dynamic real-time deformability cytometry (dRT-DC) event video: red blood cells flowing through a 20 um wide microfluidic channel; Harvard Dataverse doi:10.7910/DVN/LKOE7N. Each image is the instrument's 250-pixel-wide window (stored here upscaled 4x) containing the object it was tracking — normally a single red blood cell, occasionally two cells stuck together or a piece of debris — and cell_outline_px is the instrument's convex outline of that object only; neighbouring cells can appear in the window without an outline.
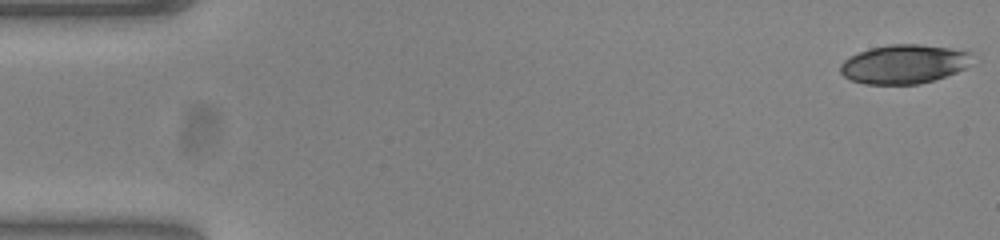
{"species": "common noctule bat (a hibernating species)", "species_latin": "Nyctalus noctula", "temperature_condition": "warm", "stored_images_in_passage": 52, "camera_frame_rate_fps": 3000, "um_per_image_px": 0.085, "animal": {"sex": "female", "body_mass_g": 23.0, "forearm_length_mm": 53.4}, "frame": {"image": 1, "passage_image": 1, "time_ms": 0.0, "image_size_px": [1000, 240], "cell_outline_px": [[972, 52], [964, 68], [956, 72], [920, 84], [864, 84], [852, 80], [844, 76], [840, 72], [840, 64], [844, 60], [860, 52], [872, 48], [888, 44], [920, 44], [968, 48]], "centroid_in_image_um": [76.87, 5.42], "position_along_channel_um": 8.1, "area_um2": 30.06}}
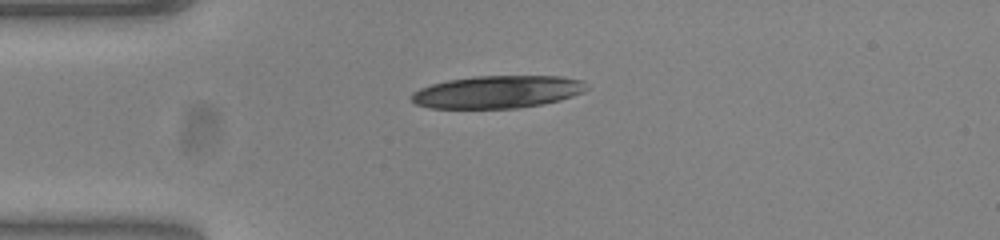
{"frame": {"image": 2, "passage_image": 13, "time_ms": 4.0, "image_size_px": [1000, 240], "cell_outline_px": [[588, 88], [584, 92], [560, 100], [520, 108], [428, 108], [416, 104], [412, 100], [412, 92], [420, 88], [432, 84], [448, 80], [472, 76], [560, 76], [584, 80]], "centroid_in_image_um": [42.3, 7.81], "position_along_channel_um": 42.7, "area_um2": 33.29}}